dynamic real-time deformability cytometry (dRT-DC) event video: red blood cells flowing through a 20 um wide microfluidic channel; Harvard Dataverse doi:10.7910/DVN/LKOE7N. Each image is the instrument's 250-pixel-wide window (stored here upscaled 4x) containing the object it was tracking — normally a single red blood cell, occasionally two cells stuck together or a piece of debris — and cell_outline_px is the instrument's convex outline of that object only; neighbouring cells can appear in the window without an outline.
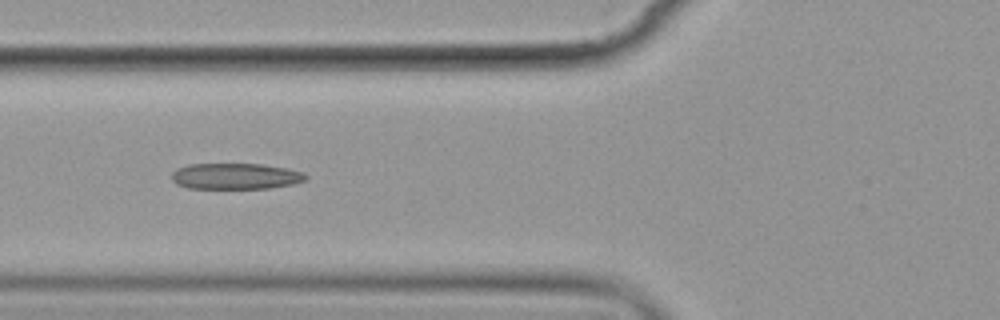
{"species": "common noctule bat (a hibernating species)", "species_latin": "Nyctalus noctula", "temperature_condition": "cold", "stored_images_in_passage": 8, "camera_frame_rate_fps": 3000, "um_per_image_px": 0.085, "animal": {"sex": "female", "body_mass_g": 19.9}, "frame": {"image": 1, "passage_image": 7, "time_ms": 7.0, "image_size_px": [1000, 320], "cell_outline_px": [[308, 176], [304, 180], [292, 184], [268, 188], [188, 188], [176, 184], [172, 180], [172, 172], [176, 168], [188, 164], [260, 164], [288, 168], [304, 172]], "centroid_in_image_um": [20.0, 14.97], "position_along_channel_um": 105.8, "area_um2": 20.35}}
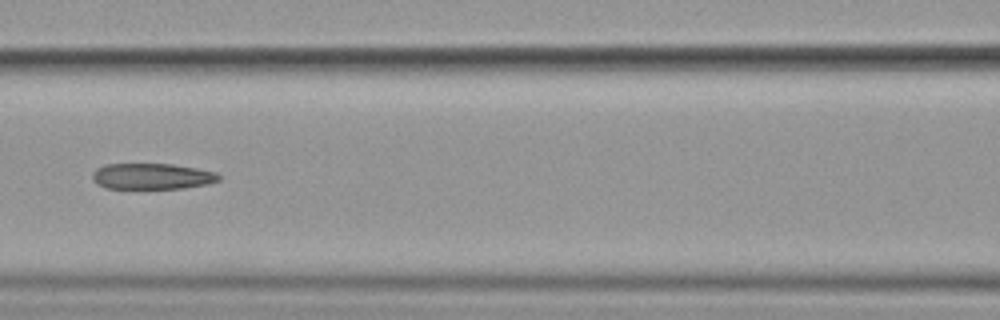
{"frame": {"image": 2, "passage_image": 8, "time_ms": 8.333, "image_size_px": [1000, 320], "cell_outline_px": [[220, 180], [208, 184], [184, 188], [104, 188], [96, 184], [92, 180], [92, 172], [96, 168], [104, 164], [172, 164], [196, 168], [216, 172], [220, 176]], "centroid_in_image_um": [12.89, 14.98], "position_along_channel_um": 153.7, "area_um2": 19.25}}